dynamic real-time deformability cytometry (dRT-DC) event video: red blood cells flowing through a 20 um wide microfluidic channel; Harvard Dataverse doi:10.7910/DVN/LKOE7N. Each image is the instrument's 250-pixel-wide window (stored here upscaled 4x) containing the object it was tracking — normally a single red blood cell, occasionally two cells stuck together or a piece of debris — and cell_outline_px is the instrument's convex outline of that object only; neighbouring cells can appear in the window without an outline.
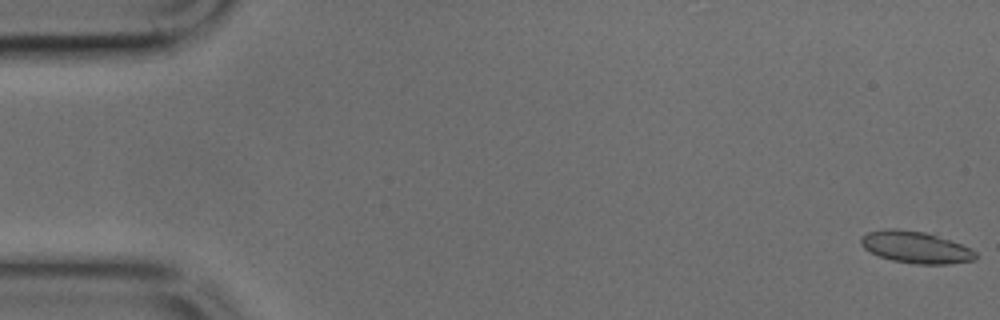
{"species": "common noctule bat (a hibernating species)", "species_latin": "Nyctalus noctula", "temperature_condition": "cold", "stored_images_in_passage": 49, "camera_frame_rate_fps": 3000, "um_per_image_px": 0.085, "animal": {"sex": "male", "body_mass_g": 17.9, "forearm_length_mm": 54.2}, "frame": {"image": 1, "passage_image": 1, "time_ms": 0.0, "image_size_px": [1000, 320], "cell_outline_px": [[976, 260], [948, 264], [916, 264], [892, 260], [880, 256], [864, 248], [860, 244], [860, 236], [868, 232], [888, 228], [896, 228], [924, 232], [952, 240], [976, 252]], "centroid_in_image_um": [77.82, 21.01], "position_along_channel_um": 7.2, "area_um2": 21.21}}
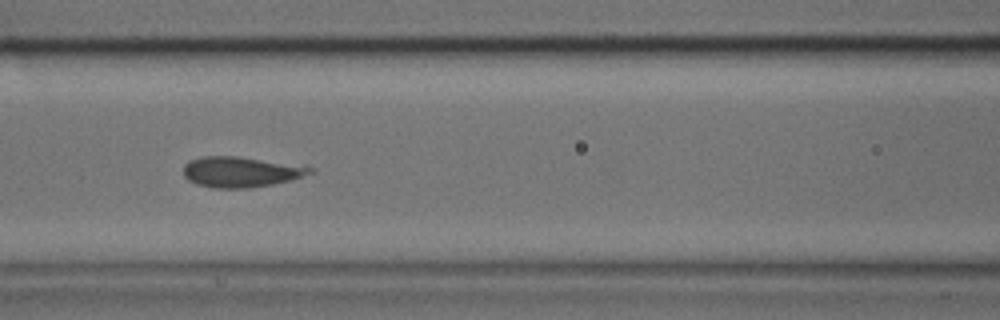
{"frame": {"image": 2, "passage_image": 21, "time_ms": 6.667, "image_size_px": [1000, 320], "cell_outline_px": [[312, 172], [288, 180], [272, 184], [248, 188], [212, 188], [196, 184], [188, 180], [184, 176], [184, 164], [188, 160], [204, 156], [236, 156], [304, 164], [312, 168]], "centroid_in_image_um": [20.45, 14.59], "position_along_channel_um": 146.1, "area_um2": 22.66}}
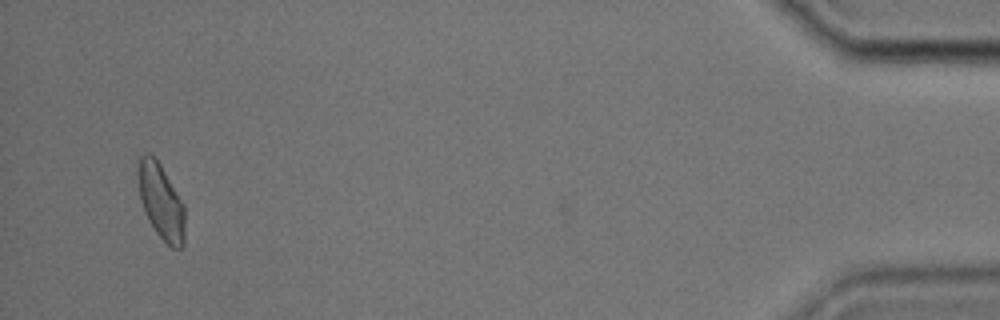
{"frame": {"image": 3, "passage_image": 47, "time_ms": 15.333, "image_size_px": [1000, 320], "cell_outline_px": [[184, 244], [180, 248], [172, 248], [156, 232], [148, 220], [140, 200], [136, 172], [140, 156], [144, 152], [148, 152], [160, 164], [184, 204]], "centroid_in_image_um": [13.66, 17.1], "position_along_channel_um": 421.5, "area_um2": 20.58}}